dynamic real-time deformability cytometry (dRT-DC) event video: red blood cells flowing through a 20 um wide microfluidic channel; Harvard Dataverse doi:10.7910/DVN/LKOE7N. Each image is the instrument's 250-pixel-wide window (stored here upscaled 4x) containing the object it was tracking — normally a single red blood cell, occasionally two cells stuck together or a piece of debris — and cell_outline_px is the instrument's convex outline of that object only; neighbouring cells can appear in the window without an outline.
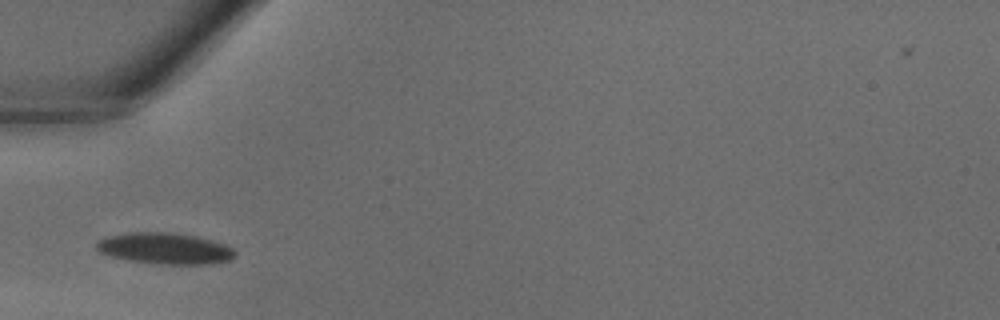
{"species": "common noctule bat (a hibernating species)", "species_latin": "Nyctalus noctula", "temperature_condition": "warm", "stored_images_in_passage": 22, "camera_frame_rate_fps": 3000, "um_per_image_px": 0.085, "animal": {"sex": "male", "body_mass_g": 18.8}, "frame": {"image": 1, "passage_image": 1, "time_ms": 0.0, "image_size_px": [1000, 320], "cell_outline_px": [[236, 256], [228, 260], [212, 264], [156, 264], [128, 260], [112, 256], [100, 252], [96, 248], [96, 244], [100, 240], [108, 236], [132, 232], [172, 232], [196, 236], [212, 240], [224, 244], [232, 248], [236, 252]], "centroid_in_image_um": [14.05, 21.12], "position_along_channel_um": 71.0, "area_um2": 25.2}}
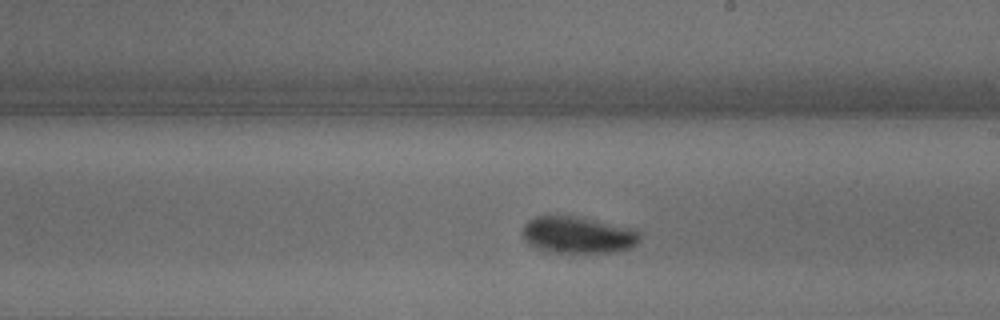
{"frame": {"image": 2, "passage_image": 11, "time_ms": 3.333, "image_size_px": [1000, 320], "cell_outline_px": [[640, 240], [636, 244], [628, 248], [616, 252], [552, 252], [536, 248], [528, 244], [524, 240], [524, 224], [528, 220], [536, 216], [572, 216], [636, 228], [640, 232]], "centroid_in_image_um": [49.15, 19.97], "position_along_channel_um": 239.9, "area_um2": 25.03}}
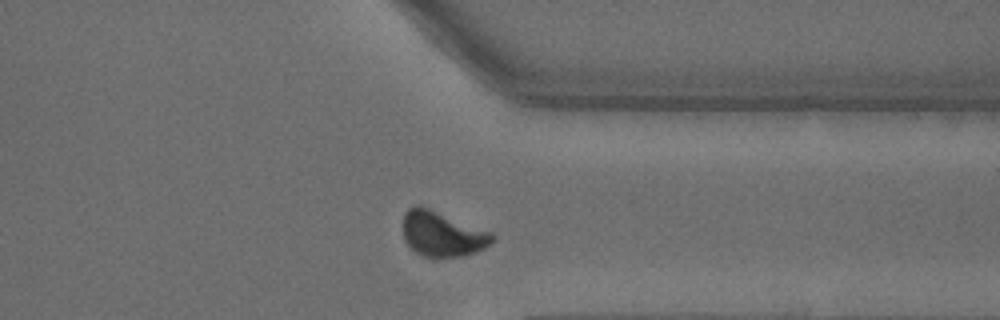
{"frame": {"image": 3, "passage_image": 19, "time_ms": 6.0, "image_size_px": [1000, 320], "cell_outline_px": [[496, 240], [492, 244], [476, 252], [464, 256], [436, 260], [424, 256], [416, 252], [404, 240], [404, 216], [408, 208], [416, 204], [420, 204], [492, 232], [496, 236]], "centroid_in_image_um": [37.64, 19.91], "position_along_channel_um": 373.8, "area_um2": 24.16}}